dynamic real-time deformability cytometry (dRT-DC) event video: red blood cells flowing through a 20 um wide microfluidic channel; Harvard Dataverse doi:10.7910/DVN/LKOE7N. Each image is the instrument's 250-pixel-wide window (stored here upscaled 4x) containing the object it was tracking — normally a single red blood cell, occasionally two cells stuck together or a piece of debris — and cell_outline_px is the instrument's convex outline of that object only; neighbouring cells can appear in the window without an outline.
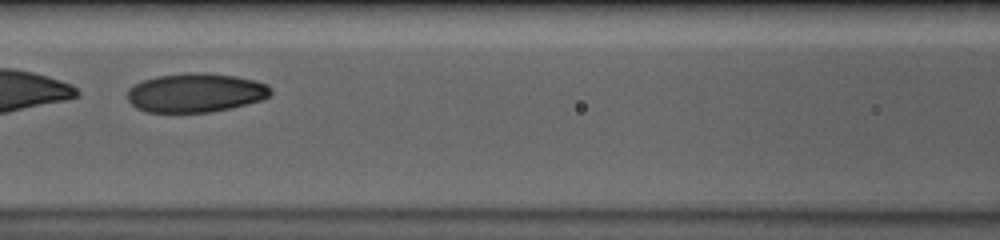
{"species": "human", "species_latin": "Homo sapiens", "temperature_condition": "cold", "stored_images_in_passage": 42, "segment_of_instrument_passage": [2, 2], "camera_frame_rate_fps": 3000, "um_per_image_px": 0.085, "donor": {"sex": "male"}, "frame": {"image": 1, "passage_image": 20, "time_ms": 6.333, "image_size_px": [1000, 240], "cell_outline_px": [[272, 92], [264, 100], [232, 108], [212, 112], [148, 112], [136, 108], [128, 100], [128, 88], [144, 80], [160, 76], [188, 72], [204, 72], [236, 76], [256, 80], [268, 84]], "centroid_in_image_um": [16.68, 7.88], "position_along_channel_um": 149.9, "area_um2": 32.77}}
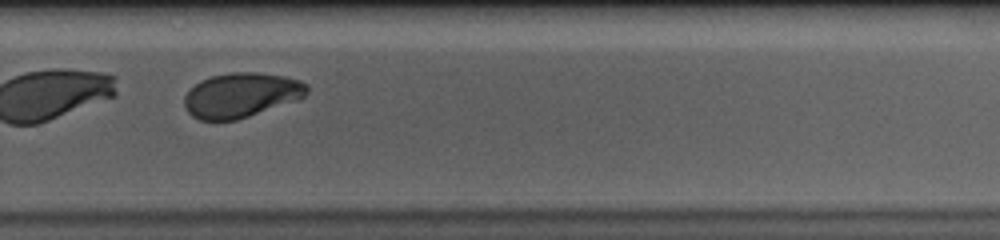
{"frame": {"image": 2, "passage_image": 33, "time_ms": 10.667, "image_size_px": [1000, 240], "cell_outline_px": [[308, 92], [300, 100], [236, 120], [200, 120], [192, 116], [188, 112], [184, 104], [184, 96], [200, 80], [212, 76], [232, 72], [256, 72], [284, 76], [300, 80], [308, 84]], "centroid_in_image_um": [20.53, 8.08], "position_along_channel_um": 309.3, "area_um2": 32.02}}